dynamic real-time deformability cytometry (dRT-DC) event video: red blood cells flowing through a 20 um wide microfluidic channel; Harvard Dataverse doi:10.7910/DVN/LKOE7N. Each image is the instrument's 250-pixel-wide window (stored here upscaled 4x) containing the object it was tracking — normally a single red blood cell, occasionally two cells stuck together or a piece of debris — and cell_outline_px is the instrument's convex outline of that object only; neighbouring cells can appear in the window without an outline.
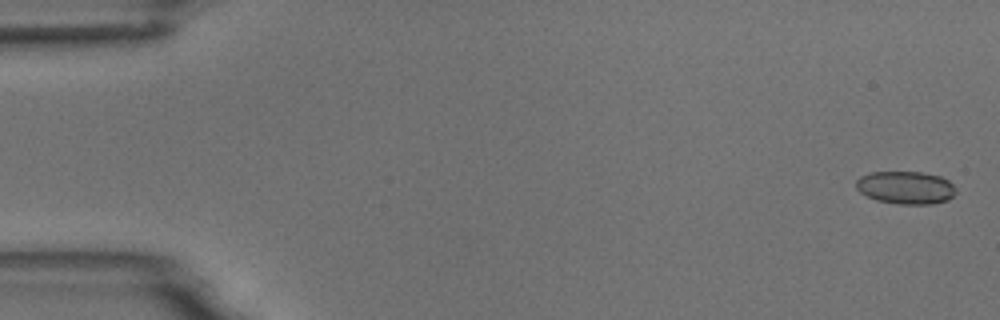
{"species": "common noctule bat (a hibernating species)", "species_latin": "Nyctalus noctula", "temperature_condition": "room temperature", "stored_images_in_passage": 5, "camera_frame_rate_fps": 3000, "um_per_image_px": 0.085, "animal": {"sex": "male", "body_mass_g": 18.8}, "frame": {"image": 1, "passage_image": 1, "time_ms": 0.0, "image_size_px": [1000, 320], "cell_outline_px": [[956, 192], [948, 200], [932, 204], [900, 204], [876, 200], [860, 192], [856, 188], [856, 180], [860, 176], [872, 172], [920, 172], [940, 176], [948, 180], [956, 188]], "centroid_in_image_um": [76.99, 15.94], "position_along_channel_um": 8.0, "area_um2": 19.07}}